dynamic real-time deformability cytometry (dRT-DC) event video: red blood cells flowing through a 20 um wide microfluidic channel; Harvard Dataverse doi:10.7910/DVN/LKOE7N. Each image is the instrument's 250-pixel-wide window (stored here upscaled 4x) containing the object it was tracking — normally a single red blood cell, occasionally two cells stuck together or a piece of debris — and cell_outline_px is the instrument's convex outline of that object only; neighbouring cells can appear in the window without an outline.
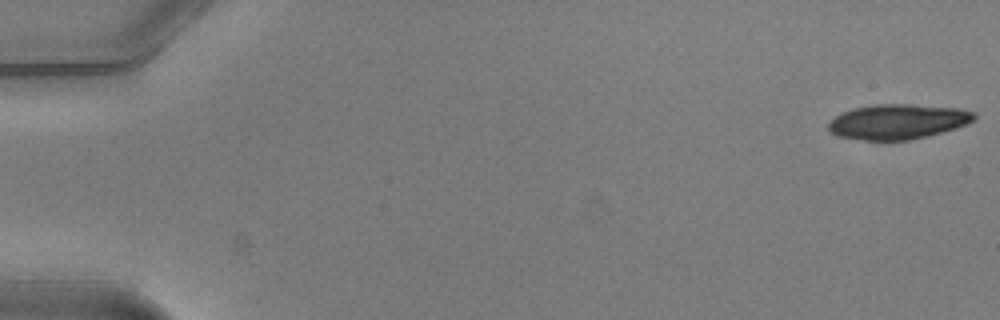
{"species": "common noctule bat (a hibernating species)", "species_latin": "Nyctalus noctula", "temperature_condition": "warm", "stored_images_in_passage": 16, "camera_frame_rate_fps": 3000, "um_per_image_px": 0.085, "animal": {"sex": "male", "body_mass_g": 20.5, "forearm_length_mm": 52.5}, "frame": {"image": 1, "passage_image": 1, "time_ms": 0.0, "image_size_px": [1000, 320], "cell_outline_px": [[976, 116], [968, 124], [956, 128], [908, 140], [864, 140], [836, 136], [828, 128], [828, 124], [836, 116], [852, 108], [876, 104], [912, 104], [960, 108], [976, 112]], "centroid_in_image_um": [76.33, 10.33], "position_along_channel_um": 8.7, "area_um2": 29.59}}